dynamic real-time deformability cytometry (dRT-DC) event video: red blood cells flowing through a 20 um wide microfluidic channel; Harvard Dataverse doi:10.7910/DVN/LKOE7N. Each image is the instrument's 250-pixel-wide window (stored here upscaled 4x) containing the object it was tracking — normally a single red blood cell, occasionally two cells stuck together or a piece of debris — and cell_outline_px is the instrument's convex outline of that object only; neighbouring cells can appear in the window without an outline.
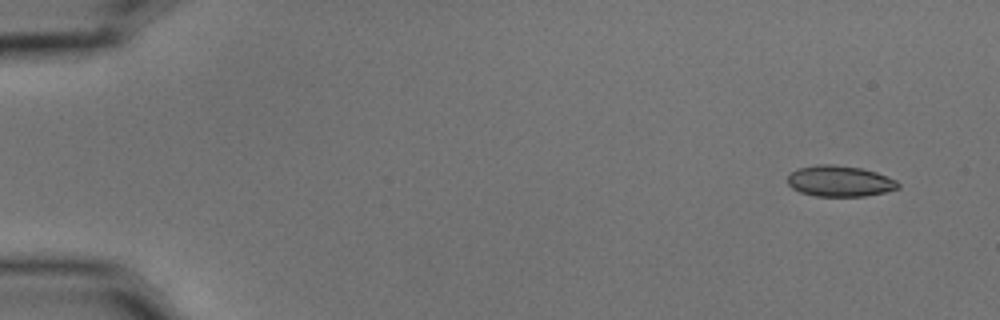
{"species": "common noctule bat (a hibernating species)", "species_latin": "Nyctalus noctula", "temperature_condition": "cold", "stored_images_in_passage": 6, "camera_frame_rate_fps": 3000, "um_per_image_px": 0.085, "animal": {"sex": "male", "body_mass_g": 15.6}, "frame": {"image": 1, "passage_image": 1, "time_ms": 0.0, "image_size_px": [1000, 320], "cell_outline_px": [[900, 188], [884, 192], [864, 196], [816, 196], [800, 192], [792, 188], [788, 184], [788, 176], [796, 168], [816, 164], [832, 164], [864, 168], [876, 172], [896, 180], [900, 184]], "centroid_in_image_um": [71.37, 15.38], "position_along_channel_um": 13.6, "area_um2": 20.06}}
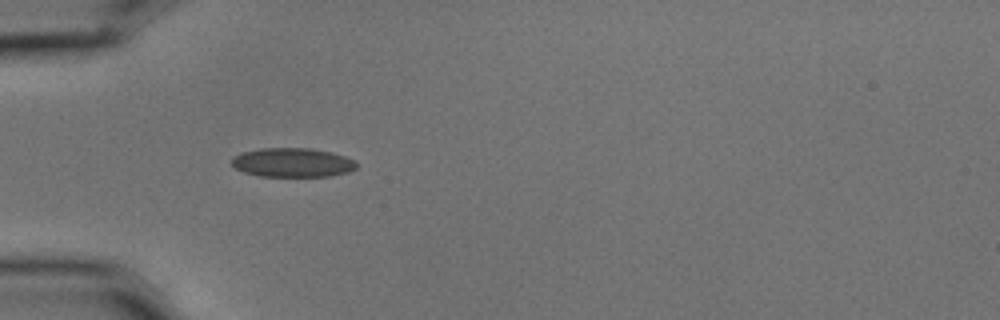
{"frame": {"image": 2, "passage_image": 5, "time_ms": 1.333, "image_size_px": [1000, 320], "cell_outline_px": [[356, 168], [348, 172], [328, 176], [260, 176], [244, 172], [236, 168], [232, 164], [232, 156], [240, 152], [264, 148], [308, 148], [328, 152], [344, 156], [356, 160]], "centroid_in_image_um": [24.84, 13.81], "position_along_channel_um": 60.2, "area_um2": 21.04}}